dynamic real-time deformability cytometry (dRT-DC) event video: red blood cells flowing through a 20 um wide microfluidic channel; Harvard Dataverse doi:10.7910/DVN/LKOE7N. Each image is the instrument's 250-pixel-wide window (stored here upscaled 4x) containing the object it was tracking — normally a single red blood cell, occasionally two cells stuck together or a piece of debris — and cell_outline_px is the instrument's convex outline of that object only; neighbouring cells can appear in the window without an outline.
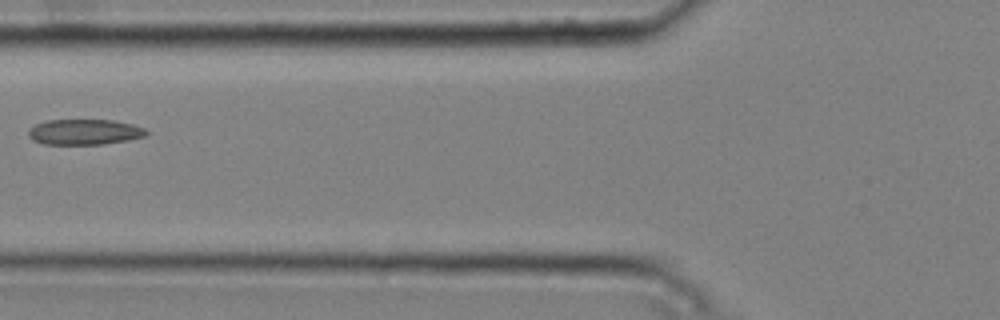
{"species": "common noctule bat (a hibernating species)", "species_latin": "Nyctalus noctula", "temperature_condition": "cold", "stored_images_in_passage": 3, "camera_frame_rate_fps": 3000, "um_per_image_px": 0.085, "animal": {"sex": "male", "body_mass_g": 20.4}, "frame": {"image": 1, "passage_image": 3, "time_ms": 0.667, "image_size_px": [1000, 320], "cell_outline_px": [[148, 136], [128, 140], [104, 144], [44, 144], [32, 140], [28, 136], [28, 128], [36, 124], [48, 120], [112, 120], [132, 124], [144, 128], [148, 132]], "centroid_in_image_um": [7.18, 11.22], "position_along_channel_um": 118.6, "area_um2": 17.63}}